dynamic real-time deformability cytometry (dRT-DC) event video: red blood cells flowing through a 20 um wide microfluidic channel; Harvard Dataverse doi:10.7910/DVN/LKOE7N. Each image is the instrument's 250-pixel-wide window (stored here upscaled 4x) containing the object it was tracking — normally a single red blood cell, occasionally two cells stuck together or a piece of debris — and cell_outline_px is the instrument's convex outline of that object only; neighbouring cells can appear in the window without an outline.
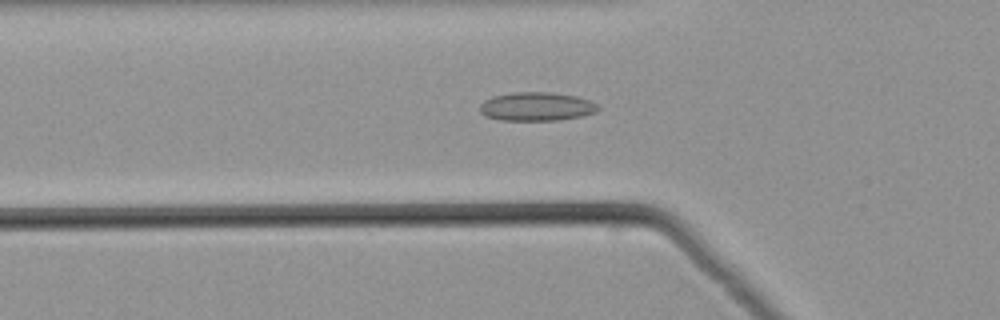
{"species": "common noctule bat (a hibernating species)", "species_latin": "Nyctalus noctula", "temperature_condition": "warm", "stored_images_in_passage": 51, "camera_frame_rate_fps": 3000, "um_per_image_px": 0.085, "animal": {"sex": "male", "body_mass_g": 21.5, "forearm_length_mm": 52.0}, "frame": {"image": 1, "passage_image": 18, "time_ms": 5.667, "image_size_px": [1000, 320], "cell_outline_px": [[600, 108], [596, 112], [580, 116], [560, 120], [500, 120], [484, 116], [480, 112], [480, 104], [484, 100], [492, 96], [512, 92], [552, 92], [576, 96], [588, 100], [596, 104]], "centroid_in_image_um": [45.57, 9.05], "position_along_channel_um": 80.2, "area_um2": 19.83}}
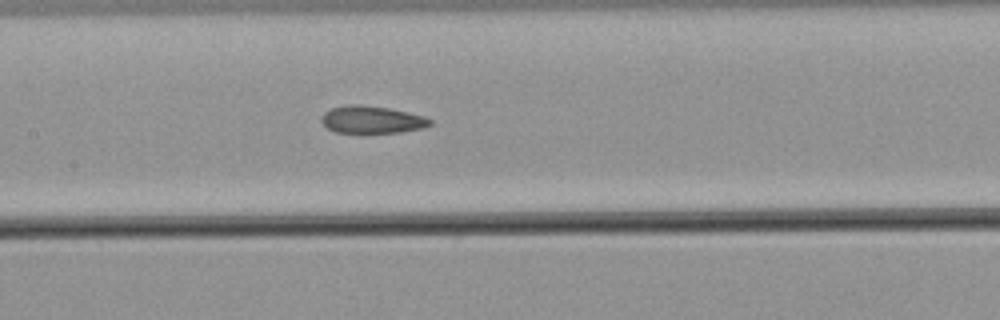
{"frame": {"image": 2, "passage_image": 25, "time_ms": 8.0, "image_size_px": [1000, 320], "cell_outline_px": [[432, 124], [424, 128], [400, 132], [336, 132], [328, 128], [320, 120], [320, 116], [324, 112], [332, 108], [348, 104], [364, 104], [388, 108], [408, 112], [424, 116], [432, 120]], "centroid_in_image_um": [31.61, 10.15], "position_along_channel_um": 175.8, "area_um2": 17.34}}
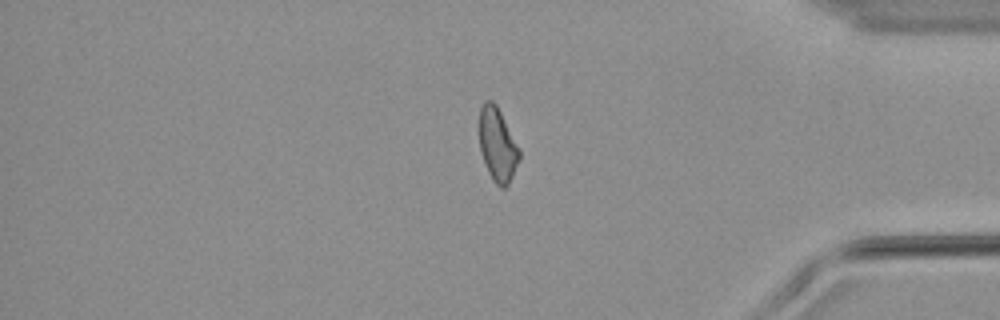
{"frame": {"image": 3, "passage_image": 43, "time_ms": 14.0, "image_size_px": [1000, 320], "cell_outline_px": [[520, 160], [508, 184], [504, 188], [500, 188], [492, 180], [488, 172], [480, 152], [480, 108], [484, 100], [492, 100], [496, 104], [520, 148]], "centroid_in_image_um": [42.3, 12.31], "position_along_channel_um": 392.9, "area_um2": 17.22}}